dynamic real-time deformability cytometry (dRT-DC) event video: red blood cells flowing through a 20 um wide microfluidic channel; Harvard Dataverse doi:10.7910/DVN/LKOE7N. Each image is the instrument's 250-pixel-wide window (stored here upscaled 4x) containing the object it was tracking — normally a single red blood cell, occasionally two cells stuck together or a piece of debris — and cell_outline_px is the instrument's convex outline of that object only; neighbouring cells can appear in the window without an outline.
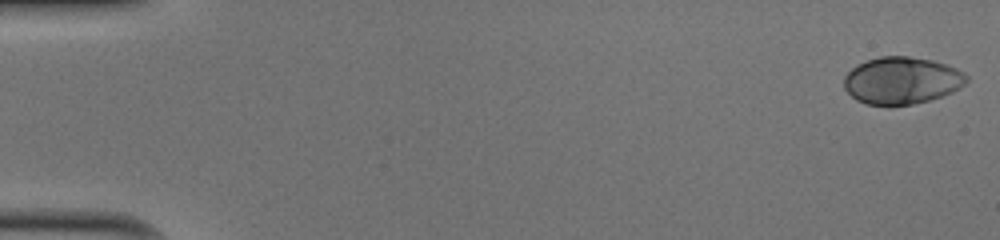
{"species": "human", "species_latin": "Homo sapiens", "temperature_condition": "cold", "stored_images_in_passage": 51, "camera_frame_rate_fps": 3000, "um_per_image_px": 0.085, "donor": {"sex": "male"}, "frame": {"image": 1, "passage_image": 1, "time_ms": 0.0, "image_size_px": [1000, 240], "cell_outline_px": [[968, 80], [960, 88], [952, 92], [928, 100], [912, 104], [888, 108], [864, 104], [856, 100], [844, 88], [844, 76], [856, 64], [880, 56], [908, 56], [932, 60], [948, 64], [964, 72], [968, 76]], "centroid_in_image_um": [76.63, 6.87], "position_along_channel_um": 8.4, "area_um2": 34.28}}
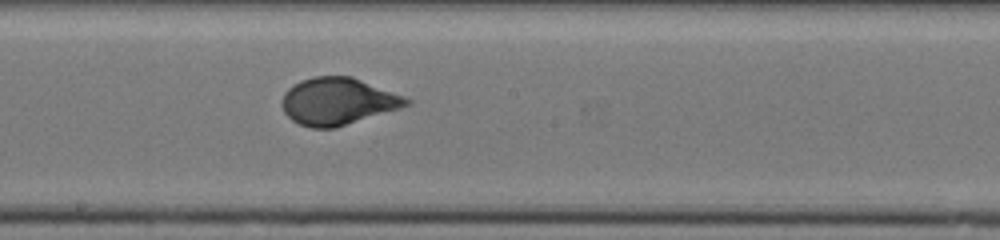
{"frame": {"image": 2, "passage_image": 29, "time_ms": 9.333, "image_size_px": [1000, 240], "cell_outline_px": [[412, 104], [400, 108], [336, 128], [312, 128], [300, 124], [292, 120], [284, 112], [280, 104], [280, 100], [284, 92], [288, 88], [300, 80], [312, 76], [352, 76], [404, 96], [412, 100]], "centroid_in_image_um": [28.69, 8.61], "position_along_channel_um": 219.5, "area_um2": 34.39}}
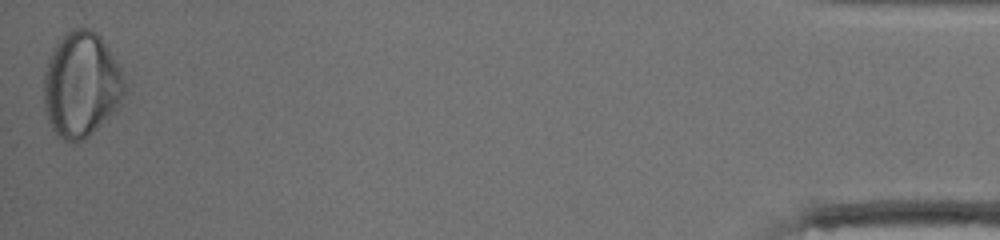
{"frame": {"image": 3, "passage_image": 51, "time_ms": 16.667, "image_size_px": [1000, 240], "cell_outline_px": [[124, 92], [120, 104], [84, 140], [76, 144], [64, 140], [56, 136], [48, 120], [44, 108], [44, 72], [48, 60], [56, 44], [64, 32], [72, 28], [88, 28], [96, 32], [100, 36], [124, 72]], "centroid_in_image_um": [6.89, 7.19], "position_along_channel_um": 428.3, "area_um2": 49.59}, "authors_computed_cell_mechanics": {"area_um2": 33.9286, "velocity_mm_per_s": 4.0302, "shape_relaxation_time_tau1_ms": 3.8051, "shape_relaxation_time_tau2_ms": null, "deformation_change_tau1": 0.1693, "deformation_change_tau2": null}}